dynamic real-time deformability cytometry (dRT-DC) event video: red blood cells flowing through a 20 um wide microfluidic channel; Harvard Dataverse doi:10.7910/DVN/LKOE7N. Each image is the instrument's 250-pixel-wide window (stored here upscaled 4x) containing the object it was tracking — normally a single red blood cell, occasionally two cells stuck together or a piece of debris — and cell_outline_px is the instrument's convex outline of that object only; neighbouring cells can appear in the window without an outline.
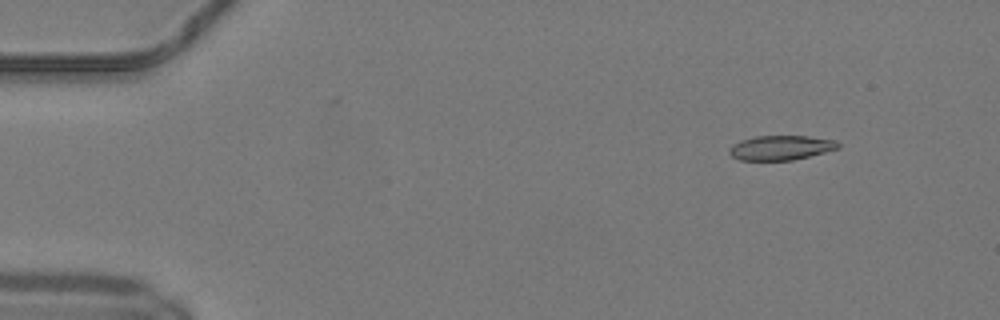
{"species": "common noctule bat (a hibernating species)", "species_latin": "Nyctalus noctula", "temperature_condition": "warm", "stored_images_in_passage": 37, "camera_frame_rate_fps": 3000, "um_per_image_px": 0.085, "animal": {"sex": "male", "body_mass_g": 19.2, "forearm_length_mm": 51.8}, "frame": {"image": 1, "passage_image": 2, "time_ms": 0.333, "image_size_px": [1000, 320], "cell_outline_px": [[840, 148], [792, 160], [740, 160], [732, 156], [728, 152], [728, 148], [732, 144], [740, 140], [752, 136], [808, 136], [836, 140], [840, 144]], "centroid_in_image_um": [66.34, 12.54], "position_along_channel_um": 18.7, "area_um2": 15.66}}
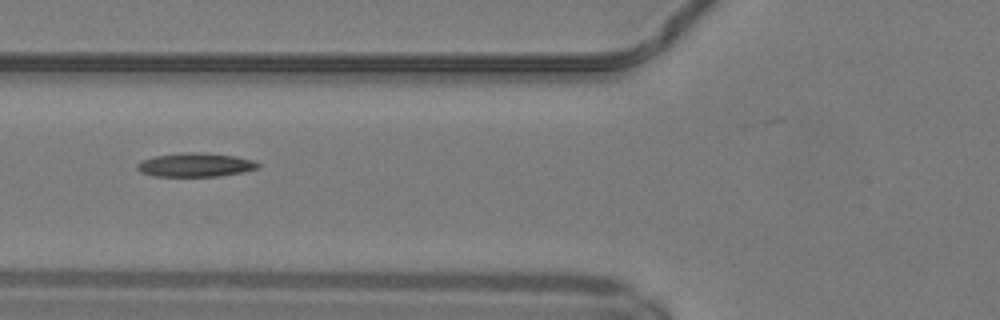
{"frame": {"image": 2, "passage_image": 16, "time_ms": 5.0, "image_size_px": [1000, 320], "cell_outline_px": [[260, 168], [244, 172], [220, 176], [152, 176], [140, 172], [136, 168], [136, 164], [140, 160], [152, 156], [184, 152], [208, 152], [236, 156], [252, 160], [260, 164]], "centroid_in_image_um": [16.59, 14.0], "position_along_channel_um": 109.2, "area_um2": 17.17}}
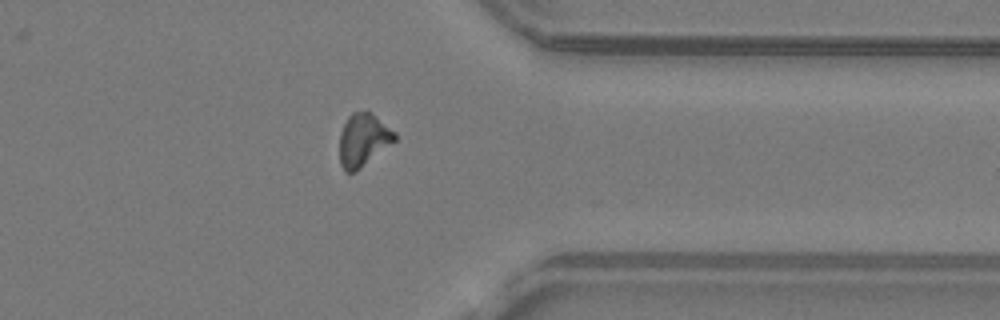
{"frame": {"image": 3, "passage_image": 36, "time_ms": 11.667, "image_size_px": [1000, 320], "cell_outline_px": [[396, 140], [356, 172], [344, 172], [340, 164], [340, 132], [348, 116], [352, 112], [372, 112], [396, 132]], "centroid_in_image_um": [30.88, 11.9], "position_along_channel_um": 380.5, "area_um2": 17.05}}